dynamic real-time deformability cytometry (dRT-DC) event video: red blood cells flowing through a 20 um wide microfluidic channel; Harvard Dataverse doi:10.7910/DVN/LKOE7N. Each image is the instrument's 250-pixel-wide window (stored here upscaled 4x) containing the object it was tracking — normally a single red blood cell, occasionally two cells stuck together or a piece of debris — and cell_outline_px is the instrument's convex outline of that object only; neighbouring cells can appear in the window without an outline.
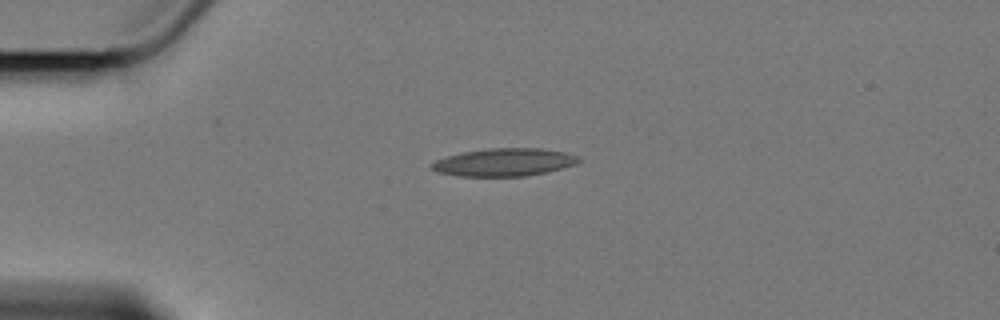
{"species": "Egyptian fruit bat (a non-hibernating species)", "species_latin": "Rousettus aegyptiacus", "temperature_condition": "cold", "stored_images_in_passage": 2, "camera_frame_rate_fps": 3000, "um_per_image_px": 0.085, "animal": {"sex": "female"}, "frame": {"image": 1, "passage_image": 1, "time_ms": 0.0, "image_size_px": [1000, 320], "cell_outline_px": [[580, 160], [576, 164], [548, 172], [524, 176], [456, 176], [436, 172], [432, 168], [432, 164], [436, 160], [448, 156], [464, 152], [488, 148], [540, 148], [564, 152], [580, 156]], "centroid_in_image_um": [42.88, 13.79], "position_along_channel_um": 42.1, "area_um2": 23.76}}